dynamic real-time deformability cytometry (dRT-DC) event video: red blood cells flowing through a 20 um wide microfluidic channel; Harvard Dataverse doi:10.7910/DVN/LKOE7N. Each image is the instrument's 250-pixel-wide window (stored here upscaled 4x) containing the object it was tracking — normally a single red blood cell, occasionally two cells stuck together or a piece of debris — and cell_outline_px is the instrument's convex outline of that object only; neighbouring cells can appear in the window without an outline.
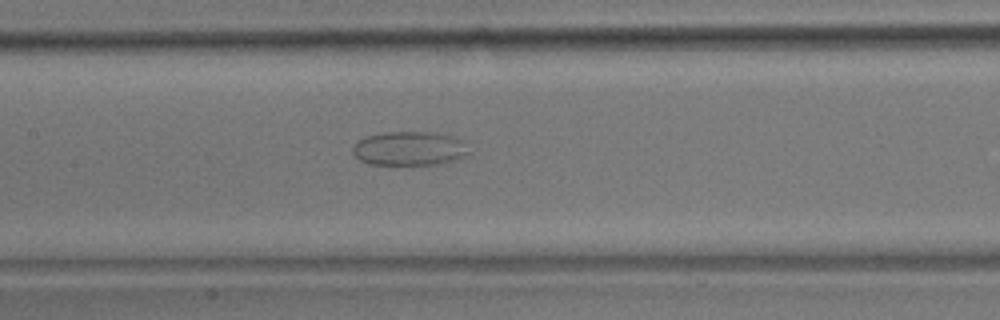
{"species": "common noctule bat (a hibernating species)", "species_latin": "Nyctalus noctula", "temperature_condition": "room temperature", "stored_images_in_passage": 42, "camera_frame_rate_fps": 3000, "um_per_image_px": 0.085, "animal": {"sex": "male", "body_mass_g": 17.9}, "frame": {"image": 1, "passage_image": 12, "time_ms": 3.667, "image_size_px": [1000, 320], "cell_outline_px": [[468, 152], [464, 156], [456, 160], [444, 164], [412, 168], [368, 164], [360, 160], [352, 152], [352, 144], [368, 136], [384, 132], [444, 132], [456, 136], [460, 140]], "centroid_in_image_um": [34.79, 12.68], "position_along_channel_um": 172.6, "area_um2": 24.22}}
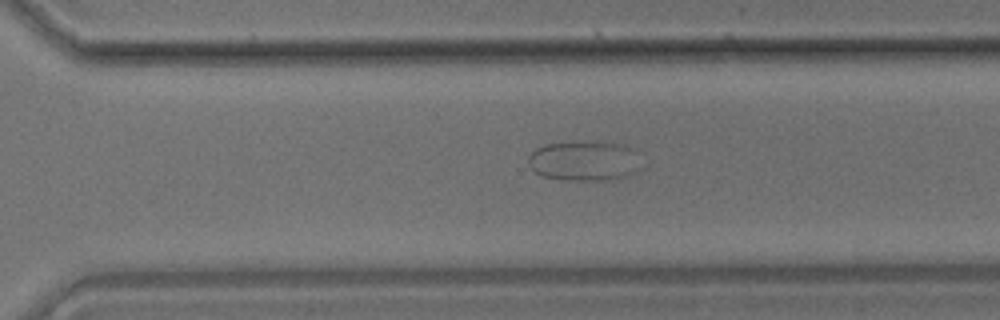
{"frame": {"image": 2, "passage_image": 25, "time_ms": 8.0, "image_size_px": [1000, 320], "cell_outline_px": [[636, 172], [612, 180], [568, 180], [540, 176], [528, 164], [528, 156], [536, 148], [544, 144], [572, 140], [600, 140], [624, 144], [636, 148]], "centroid_in_image_um": [49.62, 13.62], "position_along_channel_um": 321.0, "area_um2": 26.93}}
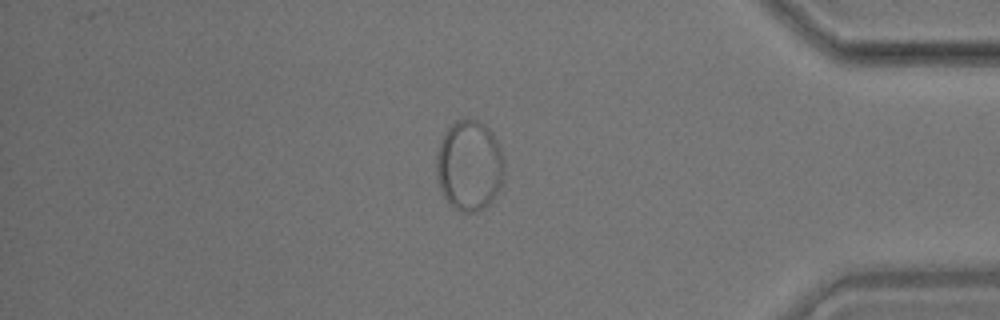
{"frame": {"image": 3, "passage_image": 34, "time_ms": 11.0, "image_size_px": [1000, 320], "cell_outline_px": [[504, 176], [496, 196], [484, 208], [472, 212], [460, 212], [444, 196], [440, 188], [436, 176], [436, 156], [440, 140], [448, 128], [456, 120], [480, 120], [492, 132], [504, 156]], "centroid_in_image_um": [39.9, 14.06], "position_along_channel_um": 395.3, "area_um2": 35.84}}